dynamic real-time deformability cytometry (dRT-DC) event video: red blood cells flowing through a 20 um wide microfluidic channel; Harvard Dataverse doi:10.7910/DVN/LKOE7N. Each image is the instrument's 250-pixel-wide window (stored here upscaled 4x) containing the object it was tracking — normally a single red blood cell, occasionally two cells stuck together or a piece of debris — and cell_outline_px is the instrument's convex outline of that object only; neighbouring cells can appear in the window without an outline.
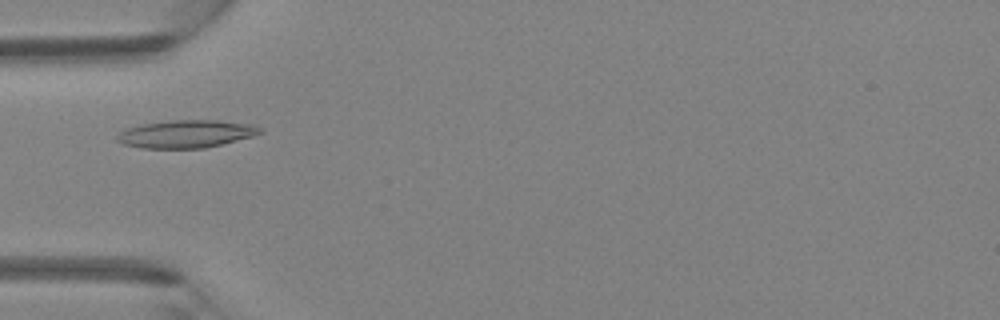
{"species": "Egyptian fruit bat (a non-hibernating species)", "species_latin": "Rousettus aegyptiacus", "temperature_condition": "room temperature", "stored_images_in_passage": 45, "camera_frame_rate_fps": 3000, "um_per_image_px": 0.085, "animal": {"sex": "female"}, "frame": {"image": 1, "passage_image": 14, "time_ms": 4.333, "image_size_px": [1000, 320], "cell_outline_px": [[264, 128], [260, 132], [252, 136], [204, 148], [140, 148], [124, 144], [116, 140], [116, 136], [120, 132], [128, 128], [144, 124], [172, 120], [220, 120], [252, 124]], "centroid_in_image_um": [15.83, 11.38], "position_along_channel_um": 69.2, "area_um2": 22.89}}
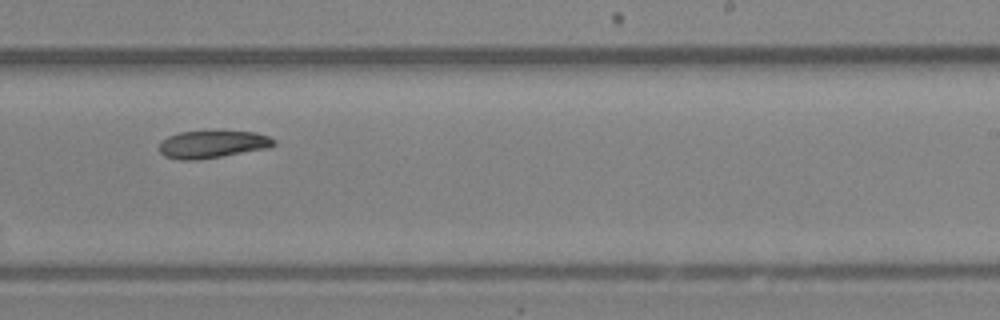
{"frame": {"image": 2, "passage_image": 28, "time_ms": 9.0, "image_size_px": [1000, 320], "cell_outline_px": [[276, 144], [268, 148], [196, 160], [180, 160], [164, 156], [160, 152], [160, 144], [168, 136], [180, 132], [256, 132], [268, 136], [276, 140]], "centroid_in_image_um": [18.07, 12.27], "position_along_channel_um": 270.9, "area_um2": 17.98}}
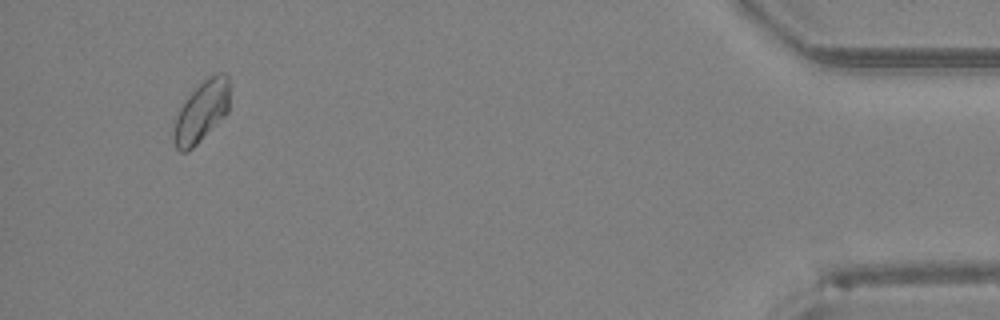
{"frame": {"image": 3, "passage_image": 43, "time_ms": 14.0, "image_size_px": [1000, 320], "cell_outline_px": [[228, 112], [188, 152], [180, 152], [176, 148], [172, 140], [172, 132], [176, 116], [180, 104], [208, 76], [216, 72], [224, 72], [228, 76]], "centroid_in_image_um": [17.08, 9.49], "position_along_channel_um": 418.1, "area_um2": 19.88}}